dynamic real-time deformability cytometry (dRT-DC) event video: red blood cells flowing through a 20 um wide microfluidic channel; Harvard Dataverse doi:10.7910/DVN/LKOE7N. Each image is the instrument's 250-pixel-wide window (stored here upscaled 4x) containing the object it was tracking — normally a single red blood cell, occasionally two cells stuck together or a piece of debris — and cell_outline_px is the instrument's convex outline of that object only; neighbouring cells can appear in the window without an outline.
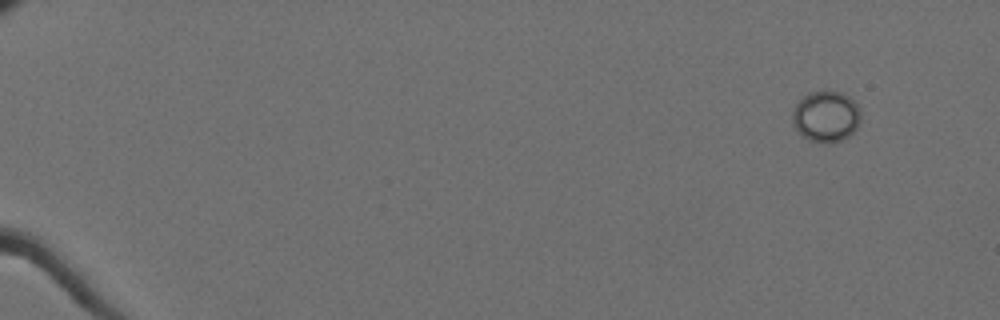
{"species": "Egyptian fruit bat (a non-hibernating species)", "species_latin": "Rousettus aegyptiacus", "temperature_condition": "cold", "stored_images_in_passage": 56, "camera_frame_rate_fps": 3000, "um_per_image_px": 0.085, "animal": {"sex": "female"}, "frame": {"image": 1, "passage_image": 1, "time_ms": 0.0, "image_size_px": [1000, 320], "cell_outline_px": [[860, 124], [848, 136], [840, 140], [808, 140], [796, 128], [792, 120], [792, 108], [808, 92], [840, 92], [848, 96], [860, 108]], "centroid_in_image_um": [70.21, 9.86], "position_along_channel_um": 14.8, "area_um2": 19.71}}
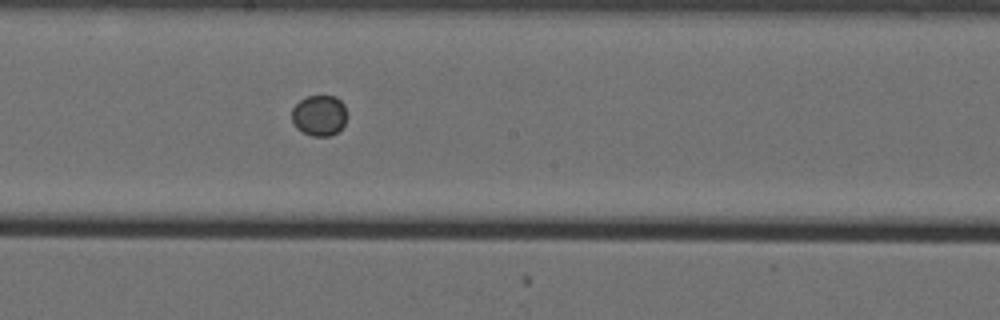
{"frame": {"image": 2, "passage_image": 32, "time_ms": 10.333, "image_size_px": [1000, 320], "cell_outline_px": [[348, 116], [344, 124], [336, 132], [328, 136], [312, 136], [296, 128], [292, 120], [292, 108], [300, 100], [308, 96], [336, 96], [344, 104]], "centroid_in_image_um": [27.15, 9.8], "position_along_channel_um": 221.0, "area_um2": 13.12}}
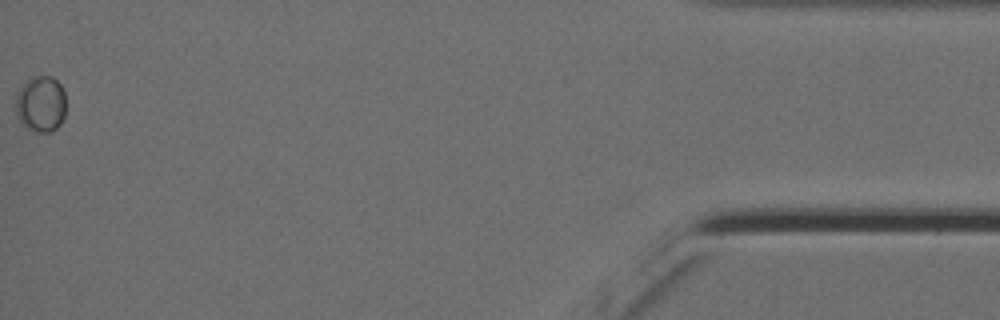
{"frame": {"image": 3, "passage_image": 56, "time_ms": 18.333, "image_size_px": [1000, 320], "cell_outline_px": [[64, 116], [60, 124], [56, 128], [48, 132], [36, 132], [20, 124], [16, 112], [16, 96], [24, 80], [36, 76], [52, 76], [60, 84], [64, 92]], "centroid_in_image_um": [3.44, 8.83], "position_along_channel_um": 431.8, "area_um2": 16.47}}